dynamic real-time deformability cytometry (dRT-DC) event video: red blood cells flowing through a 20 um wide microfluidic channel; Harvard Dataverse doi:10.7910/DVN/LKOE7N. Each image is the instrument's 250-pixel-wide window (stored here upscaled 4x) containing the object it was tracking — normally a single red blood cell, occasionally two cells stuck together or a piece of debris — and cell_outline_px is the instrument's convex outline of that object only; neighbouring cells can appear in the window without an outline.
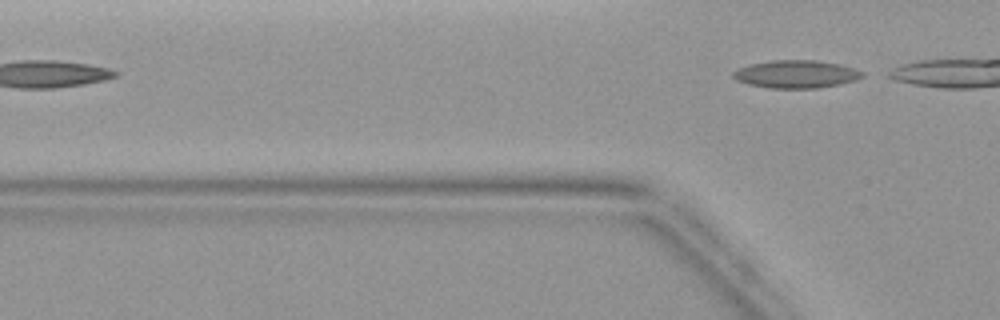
{"species": "common noctule bat (a hibernating species)", "species_latin": "Nyctalus noctula", "temperature_condition": "warm", "stored_images_in_passage": 4, "camera_frame_rate_fps": 3000, "um_per_image_px": 0.085, "animal": {"sex": "female", "body_mass_g": 19.9}, "frame": {"image": 1, "passage_image": 4, "time_ms": 4.0, "image_size_px": [1000, 320], "cell_outline_px": [[864, 76], [856, 80], [840, 84], [820, 88], [768, 88], [748, 84], [736, 80], [732, 76], [732, 72], [748, 64], [772, 60], [816, 60], [840, 64], [864, 72]], "centroid_in_image_um": [67.66, 6.3], "position_along_channel_um": 58.1, "area_um2": 21.04}}